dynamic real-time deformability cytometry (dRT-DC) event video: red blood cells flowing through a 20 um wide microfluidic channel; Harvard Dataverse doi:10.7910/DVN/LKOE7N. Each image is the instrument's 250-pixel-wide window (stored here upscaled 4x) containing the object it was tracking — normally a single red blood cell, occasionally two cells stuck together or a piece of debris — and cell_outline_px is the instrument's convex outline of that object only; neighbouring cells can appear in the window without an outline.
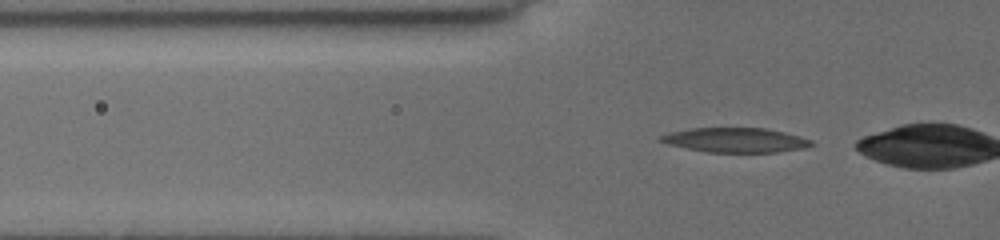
{"species": "common noctule bat (a hibernating species)", "species_latin": "Nyctalus noctula", "temperature_condition": "cold", "stored_images_in_passage": 40, "camera_frame_rate_fps": 3000, "um_per_image_px": 0.085, "animal": {"sex": "female", "body_mass_g": 19.5, "forearm_length_mm": 54.1}, "frame": {"image": 1, "passage_image": 15, "time_ms": 4.667, "image_size_px": [1000, 240], "cell_outline_px": [[812, 144], [804, 148], [776, 152], [708, 152], [668, 144], [656, 140], [656, 136], [668, 132], [688, 128], [764, 128], [784, 132], [812, 140]], "centroid_in_image_um": [62.42, 11.9], "position_along_channel_um": 63.4, "area_um2": 21.56}}
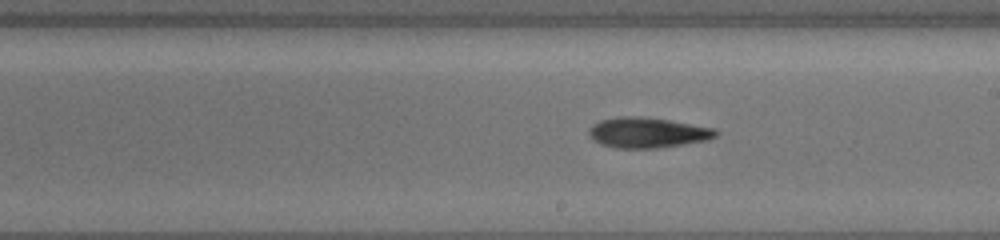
{"frame": {"image": 2, "passage_image": 28, "time_ms": 9.0, "image_size_px": [1000, 240], "cell_outline_px": [[720, 132], [716, 136], [708, 140], [684, 144], [656, 148], [616, 148], [600, 144], [592, 140], [588, 136], [588, 132], [592, 124], [600, 120], [620, 116], [636, 116], [668, 120], [712, 128]], "centroid_in_image_um": [54.99, 11.28], "position_along_channel_um": 234.0, "area_um2": 22.43}}
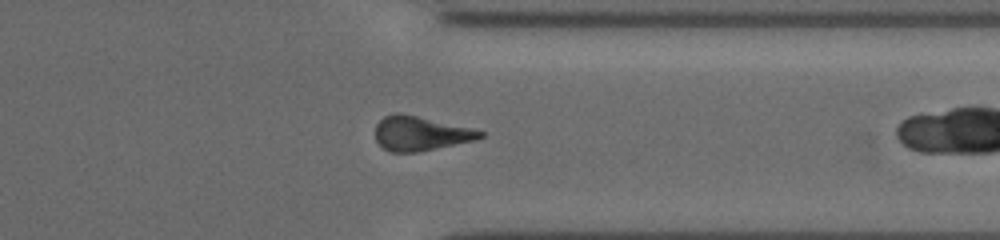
{"frame": {"image": 3, "passage_image": 39, "time_ms": 12.667, "image_size_px": [1000, 240], "cell_outline_px": [[484, 136], [476, 140], [416, 152], [392, 152], [384, 148], [376, 140], [376, 124], [384, 116], [396, 112], [400, 112], [468, 128], [484, 132]], "centroid_in_image_um": [35.7, 11.34], "position_along_channel_um": 375.7, "area_um2": 20.58}}